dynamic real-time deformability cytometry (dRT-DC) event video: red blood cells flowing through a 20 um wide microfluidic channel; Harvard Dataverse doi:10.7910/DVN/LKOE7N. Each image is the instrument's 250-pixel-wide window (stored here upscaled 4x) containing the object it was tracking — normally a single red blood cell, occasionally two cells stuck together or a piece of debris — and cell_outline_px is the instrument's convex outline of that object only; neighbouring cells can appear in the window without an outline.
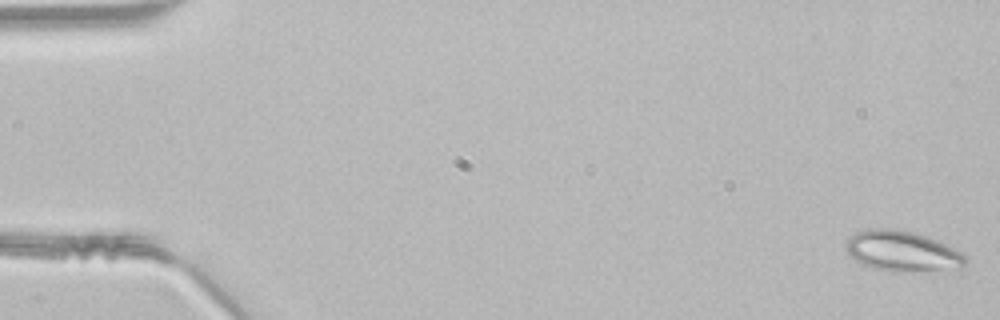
{"species": "common noctule bat (a hibernating species)", "species_latin": "Nyctalus noctula", "temperature_condition": "room temperature", "stored_images_in_passage": 49, "camera_frame_rate_fps": 3000, "um_per_image_px": 0.085, "animal": {"sex": "male", "body_mass_g": 21.5, "forearm_length_mm": 52.0}, "frame": {"image": 1, "passage_image": 1, "time_ms": 0.0, "image_size_px": [1000, 320], "cell_outline_px": [[968, 260], [964, 264], [940, 268], [912, 272], [896, 272], [876, 268], [864, 264], [856, 260], [844, 248], [844, 244], [856, 232], [868, 228], [892, 228], [912, 232], [924, 236], [964, 252]], "centroid_in_image_um": [76.63, 21.32], "position_along_channel_um": 8.4, "area_um2": 27.46}}
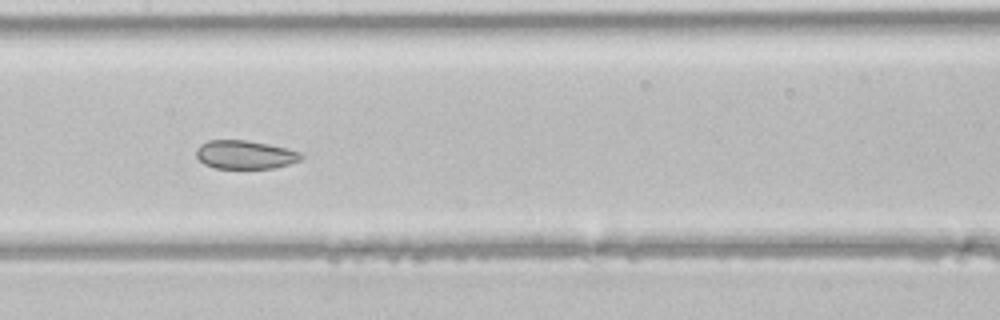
{"frame": {"image": 2, "passage_image": 24, "time_ms": 7.667, "image_size_px": [1000, 320], "cell_outline_px": [[304, 156], [300, 160], [288, 164], [272, 168], [216, 168], [204, 164], [196, 156], [196, 148], [200, 144], [208, 140], [248, 140], [268, 144], [304, 152]], "centroid_in_image_um": [20.84, 13.14], "position_along_channel_um": 186.6, "area_um2": 17.51}}
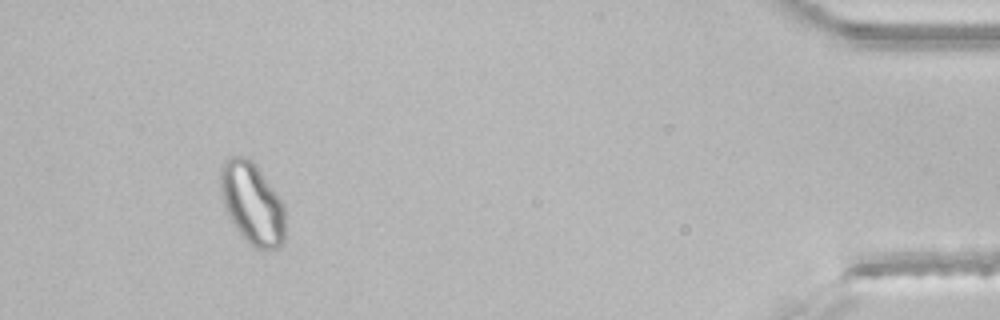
{"frame": {"image": 3, "passage_image": 45, "time_ms": 14.667, "image_size_px": [1000, 320], "cell_outline_px": [[284, 244], [276, 248], [252, 248], [248, 244], [236, 228], [224, 204], [220, 188], [220, 168], [224, 160], [228, 156], [248, 156], [252, 160], [284, 204]], "centroid_in_image_um": [21.43, 17.27], "position_along_channel_um": 413.8, "area_um2": 30.69}}